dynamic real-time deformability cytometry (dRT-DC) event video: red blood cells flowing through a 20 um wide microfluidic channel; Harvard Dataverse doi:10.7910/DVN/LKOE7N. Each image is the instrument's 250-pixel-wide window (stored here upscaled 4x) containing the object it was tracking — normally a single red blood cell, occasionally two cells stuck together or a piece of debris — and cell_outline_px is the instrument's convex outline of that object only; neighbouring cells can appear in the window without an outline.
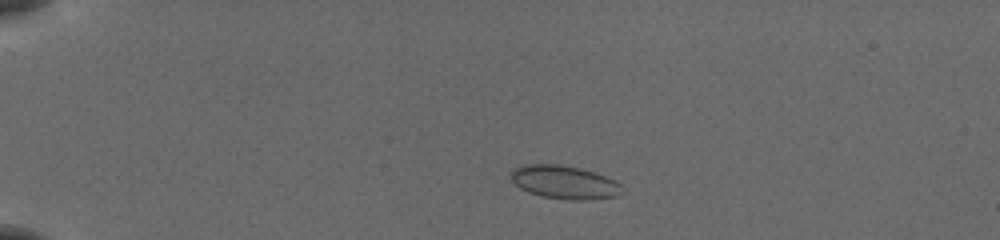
{"species": "common noctule bat (a hibernating species)", "species_latin": "Nyctalus noctula", "temperature_condition": "cold", "stored_images_in_passage": 11, "camera_frame_rate_fps": 3000, "um_per_image_px": 0.085, "animal": {"sex": "female", "body_mass_g": 19.5, "forearm_length_mm": 54.1}, "frame": {"image": 1, "passage_image": 4, "time_ms": 1.0, "image_size_px": [1000, 240], "cell_outline_px": [[620, 184], [616, 196], [588, 200], [568, 200], [540, 196], [528, 192], [520, 188], [512, 180], [508, 172], [512, 168], [524, 164], [560, 164], [580, 168], [616, 180]], "centroid_in_image_um": [47.87, 15.48], "position_along_channel_um": 37.1, "area_um2": 21.56}}
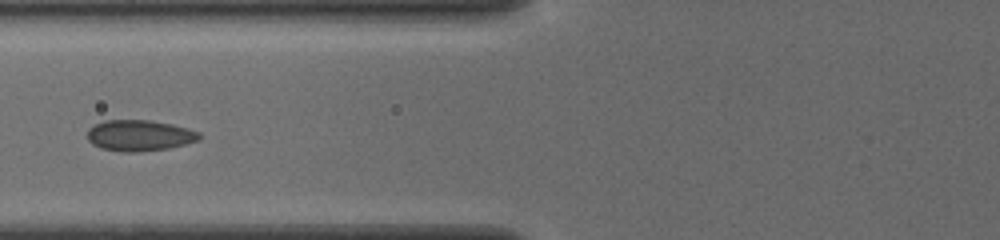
{"frame": {"image": 2, "passage_image": 9, "time_ms": 2.667, "image_size_px": [1000, 240], "cell_outline_px": [[200, 140], [168, 148], [136, 152], [120, 152], [100, 148], [92, 144], [88, 140], [88, 128], [104, 120], [148, 120], [172, 124], [200, 132]], "centroid_in_image_um": [11.83, 11.52], "position_along_channel_um": 114.0, "area_um2": 20.23}}
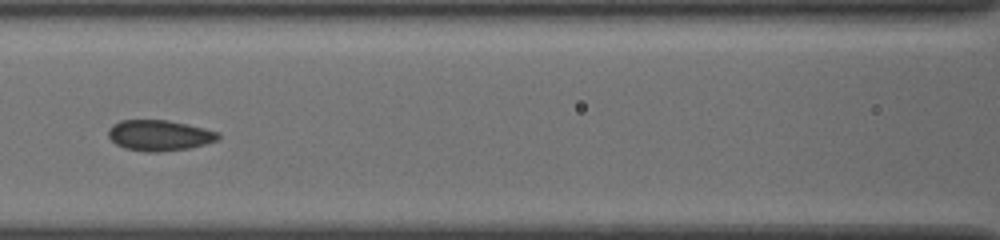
{"frame": {"image": 3, "passage_image": 10, "time_ms": 3.0, "image_size_px": [1000, 240], "cell_outline_px": [[220, 136], [216, 140], [204, 144], [188, 148], [160, 152], [144, 152], [124, 148], [116, 144], [108, 136], [108, 128], [112, 124], [120, 120], [168, 120], [204, 128], [220, 132]], "centroid_in_image_um": [13.51, 11.5], "position_along_channel_um": 153.1, "area_um2": 19.71}}